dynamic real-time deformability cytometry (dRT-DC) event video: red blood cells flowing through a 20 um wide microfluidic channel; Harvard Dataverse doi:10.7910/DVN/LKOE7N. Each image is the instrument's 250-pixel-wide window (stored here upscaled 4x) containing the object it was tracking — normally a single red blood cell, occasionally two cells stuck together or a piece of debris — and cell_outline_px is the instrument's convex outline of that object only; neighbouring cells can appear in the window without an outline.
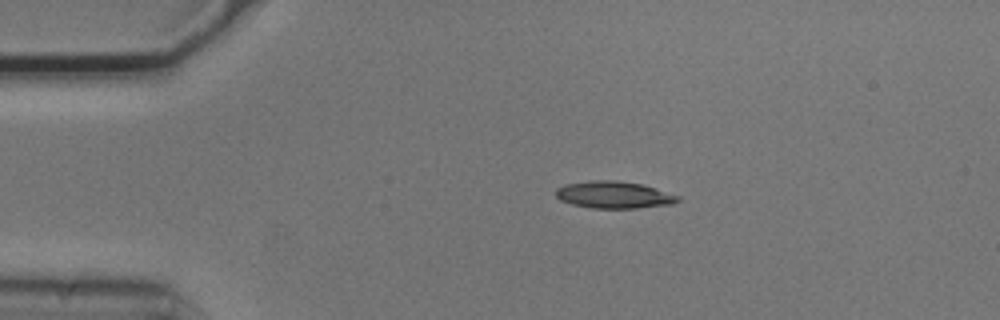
{"species": "common noctule bat (a hibernating species)", "species_latin": "Nyctalus noctula", "temperature_condition": "cold", "stored_images_in_passage": 3, "camera_frame_rate_fps": 3000, "um_per_image_px": 0.085, "animal": {"sex": "male", "body_mass_g": 20.5, "forearm_length_mm": 52.5}, "frame": {"image": 1, "passage_image": 1, "time_ms": 0.0, "image_size_px": [1000, 320], "cell_outline_px": [[680, 200], [672, 204], [636, 208], [592, 208], [572, 204], [560, 200], [556, 196], [556, 188], [568, 184], [588, 180], [616, 180], [640, 184], [656, 188], [680, 196]], "centroid_in_image_um": [52.19, 16.56], "position_along_channel_um": 32.8, "area_um2": 19.19}}
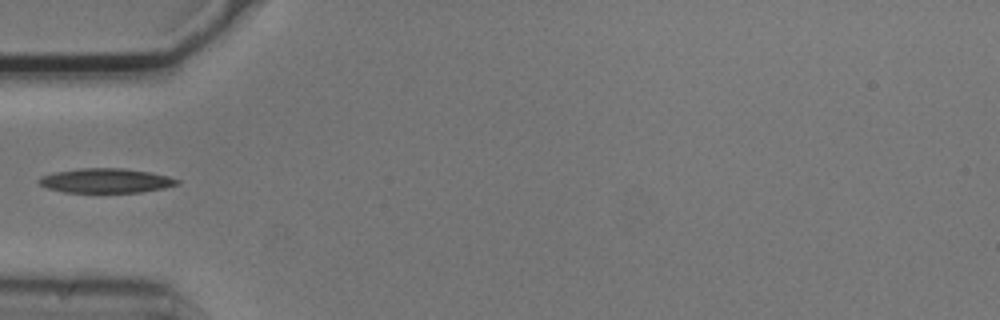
{"frame": {"image": 2, "passage_image": 3, "time_ms": 0.667, "image_size_px": [1000, 320], "cell_outline_px": [[180, 184], [164, 188], [140, 192], [64, 192], [48, 188], [40, 184], [36, 180], [40, 176], [52, 172], [80, 168], [124, 168], [148, 172], [168, 176], [180, 180]], "centroid_in_image_um": [8.98, 15.35], "position_along_channel_um": 76.0, "area_um2": 19.77}}